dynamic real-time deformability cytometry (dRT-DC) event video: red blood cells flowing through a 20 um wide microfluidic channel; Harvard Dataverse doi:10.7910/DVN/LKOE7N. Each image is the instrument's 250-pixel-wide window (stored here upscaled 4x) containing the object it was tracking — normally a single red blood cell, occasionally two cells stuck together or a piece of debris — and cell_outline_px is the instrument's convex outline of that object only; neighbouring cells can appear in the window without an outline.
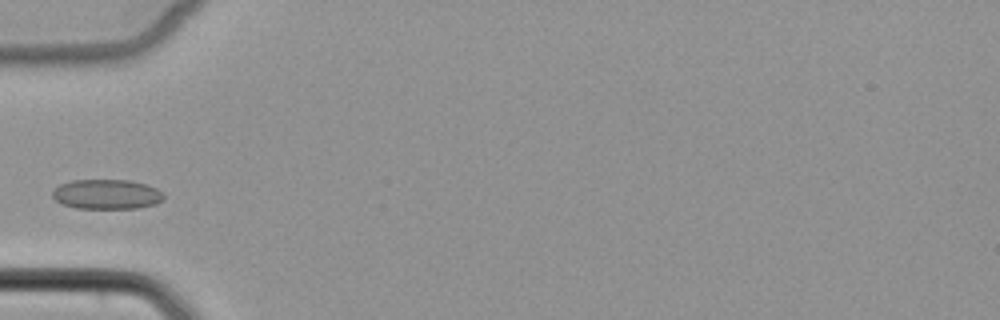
{"species": "common noctule bat (a hibernating species)", "species_latin": "Nyctalus noctula", "temperature_condition": "cold", "stored_images_in_passage": 2, "camera_frame_rate_fps": 3000, "um_per_image_px": 0.085, "animal": {"sex": "female", "body_mass_g": 22.7, "forearm_length_mm": 54.2}, "frame": {"image": 1, "passage_image": 2, "time_ms": 1.333, "image_size_px": [1000, 320], "cell_outline_px": [[164, 200], [156, 204], [136, 208], [76, 208], [64, 204], [56, 200], [52, 196], [52, 192], [60, 184], [72, 180], [128, 180], [144, 184], [156, 188], [164, 192]], "centroid_in_image_um": [9.1, 16.51], "position_along_channel_um": 75.9, "area_um2": 19.25}}